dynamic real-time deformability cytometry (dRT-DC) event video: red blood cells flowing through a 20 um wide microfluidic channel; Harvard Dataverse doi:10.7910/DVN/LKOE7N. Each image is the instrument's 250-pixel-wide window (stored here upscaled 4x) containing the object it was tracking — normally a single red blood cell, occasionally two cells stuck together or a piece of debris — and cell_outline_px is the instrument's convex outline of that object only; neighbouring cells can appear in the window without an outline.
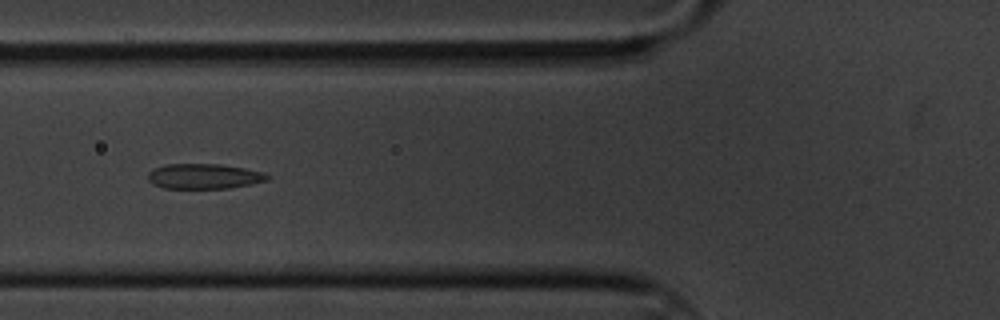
{"species": "common noctule bat (a hibernating species)", "species_latin": "Nyctalus noctula", "temperature_condition": "cold", "stored_images_in_passage": 49, "camera_frame_rate_fps": 3000, "um_per_image_px": 0.085, "animal": {"sex": "male", "body_mass_g": 20.1, "forearm_length_mm": 53.5}, "frame": {"image": 1, "passage_image": 12, "time_ms": 3.667, "image_size_px": [1000, 320], "cell_outline_px": [[272, 176], [268, 180], [228, 188], [164, 188], [152, 184], [148, 180], [148, 172], [152, 168], [164, 164], [220, 164], [244, 168], [264, 172]], "centroid_in_image_um": [17.31, 14.97], "position_along_channel_um": 108.5, "area_um2": 17.57}}
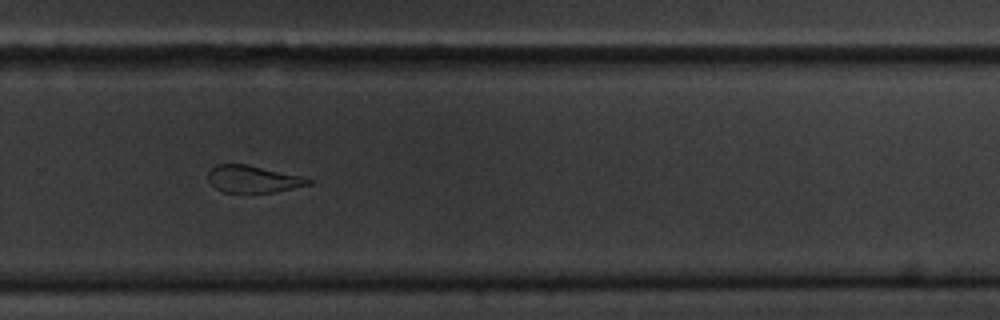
{"frame": {"image": 2, "passage_image": 30, "time_ms": 9.667, "image_size_px": [1000, 320], "cell_outline_px": [[312, 184], [276, 192], [224, 192], [216, 188], [208, 180], [208, 172], [216, 164], [244, 164], [300, 176], [312, 180]], "centroid_in_image_um": [21.49, 15.23], "position_along_channel_um": 308.3, "area_um2": 15.55}}
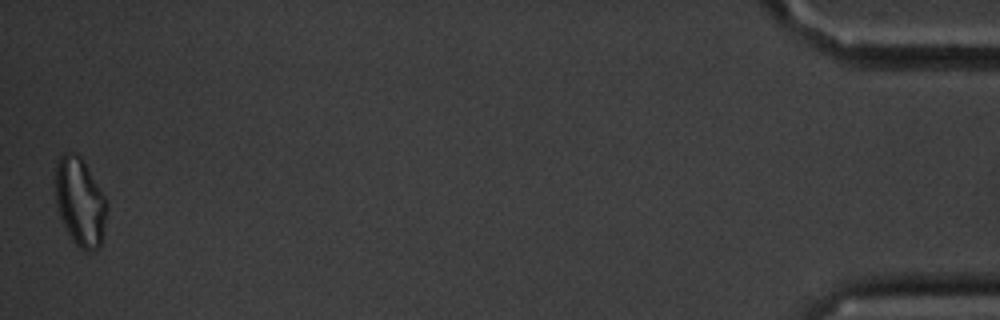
{"frame": {"image": 3, "passage_image": 49, "time_ms": 16.0, "image_size_px": [1000, 320], "cell_outline_px": [[108, 208], [100, 248], [92, 252], [84, 252], [72, 240], [60, 216], [56, 204], [52, 184], [56, 164], [60, 156], [64, 152], [76, 152], [84, 160], [100, 188], [108, 204]], "centroid_in_image_um": [6.78, 17.14], "position_along_channel_um": 428.4, "area_um2": 27.22}, "authors_computed_cell_mechanics": {"area_um2": 17.7446, "velocity_mm_per_s": 3.3323, "shape_relaxation_time_tau1_ms": 6.9403, "shape_relaxation_time_tau2_ms": 3.3102, "deformation_change_tau1": 0.1282, "deformation_change_tau2": 0.1117}}